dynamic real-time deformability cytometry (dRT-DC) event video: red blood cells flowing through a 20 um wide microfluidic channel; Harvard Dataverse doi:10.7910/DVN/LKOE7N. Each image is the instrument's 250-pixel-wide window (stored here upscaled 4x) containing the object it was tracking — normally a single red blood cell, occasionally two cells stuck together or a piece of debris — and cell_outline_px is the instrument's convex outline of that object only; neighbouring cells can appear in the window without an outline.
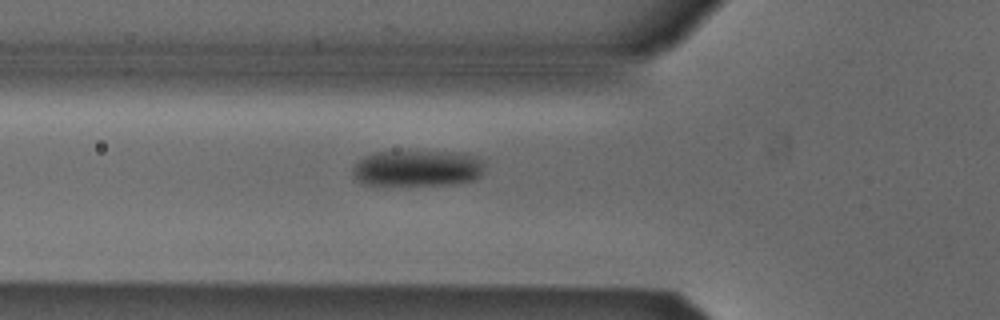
{"species": "Egyptian fruit bat (a non-hibernating species)", "species_latin": "Rousettus aegyptiacus", "temperature_condition": "cold", "stored_images_in_passage": 33, "camera_frame_rate_fps": 3000, "um_per_image_px": 0.085, "animal": {"sex": "male"}, "frame": {"image": 1, "passage_image": 2, "time_ms": 0.333, "image_size_px": [1000, 320], "cell_outline_px": [[484, 164], [480, 176], [476, 180], [456, 184], [364, 184], [356, 180], [352, 172], [352, 168], [364, 156], [376, 152], [452, 152], [476, 156], [484, 160]], "centroid_in_image_um": [35.51, 14.3], "position_along_channel_um": 90.3, "area_um2": 27.57}}
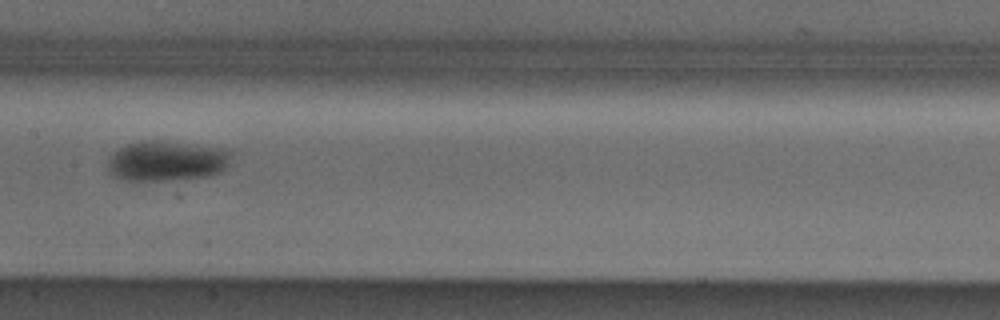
{"frame": {"image": 2, "passage_image": 10, "time_ms": 3.0, "image_size_px": [1000, 320], "cell_outline_px": [[232, 152], [228, 164], [220, 172], [212, 176], [136, 184], [116, 176], [108, 172], [108, 156], [112, 152], [128, 144], [144, 140], [160, 140], [232, 148]], "centroid_in_image_um": [14.18, 13.7], "position_along_channel_um": 193.2, "area_um2": 30.17}}
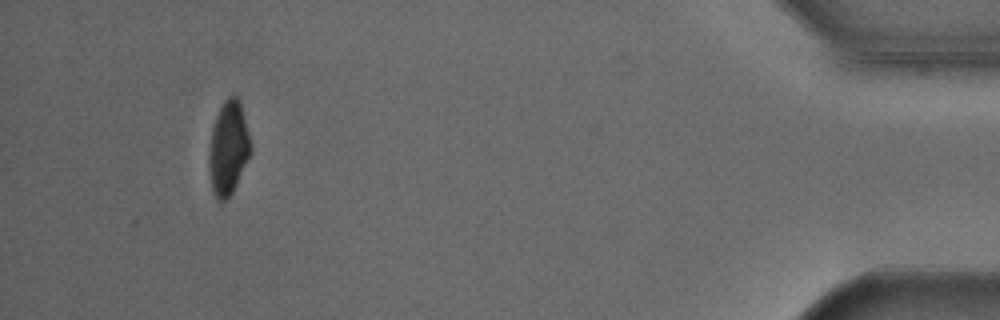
{"frame": {"image": 3, "passage_image": 33, "time_ms": 10.667, "image_size_px": [1000, 320], "cell_outline_px": [[252, 152], [232, 192], [224, 200], [216, 200], [212, 192], [208, 168], [208, 156], [212, 128], [216, 116], [224, 100], [228, 96], [236, 96], [240, 100], [252, 144]], "centroid_in_image_um": [19.41, 12.58], "position_along_channel_um": 415.8, "area_um2": 22.95}}